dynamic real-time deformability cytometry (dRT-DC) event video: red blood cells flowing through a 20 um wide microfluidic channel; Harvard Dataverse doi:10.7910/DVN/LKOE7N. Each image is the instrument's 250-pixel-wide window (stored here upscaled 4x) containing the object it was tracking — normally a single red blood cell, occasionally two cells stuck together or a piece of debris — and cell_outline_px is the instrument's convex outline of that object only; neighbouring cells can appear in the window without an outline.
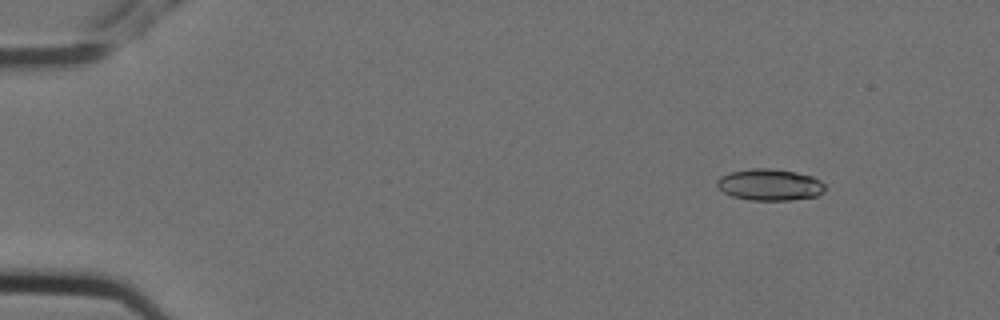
{"species": "Egyptian fruit bat (a non-hibernating species)", "species_latin": "Rousettus aegyptiacus", "temperature_condition": "cold", "stored_images_in_passage": 5, "camera_frame_rate_fps": 3000, "um_per_image_px": 0.085, "animal": {"sex": "female"}, "frame": {"image": 1, "passage_image": 2, "time_ms": 0.333, "image_size_px": [1000, 320], "cell_outline_px": [[824, 192], [816, 196], [792, 200], [752, 200], [732, 196], [724, 192], [716, 184], [716, 180], [720, 176], [732, 172], [752, 168], [772, 168], [796, 172], [812, 176], [820, 180], [824, 184]], "centroid_in_image_um": [65.44, 15.7], "position_along_channel_um": 19.6, "area_um2": 19.83}}
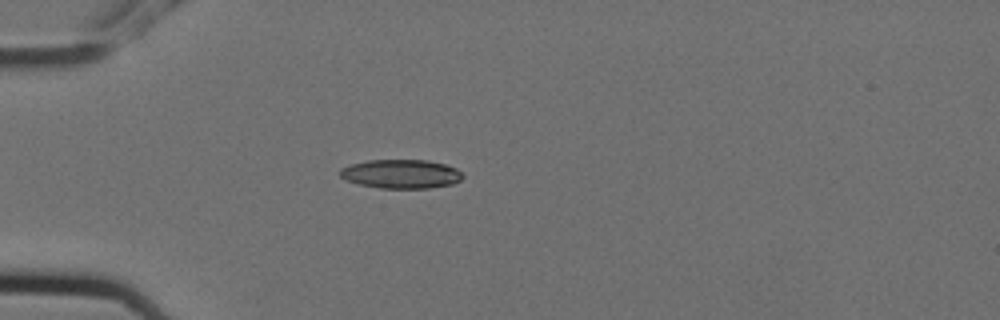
{"frame": {"image": 2, "passage_image": 5, "time_ms": 1.333, "image_size_px": [1000, 320], "cell_outline_px": [[464, 176], [460, 180], [452, 184], [428, 188], [380, 188], [360, 184], [344, 180], [340, 176], [340, 168], [352, 164], [368, 160], [428, 160], [444, 164], [456, 168]], "centroid_in_image_um": [34.08, 14.78], "position_along_channel_um": 50.9, "area_um2": 20.63}}